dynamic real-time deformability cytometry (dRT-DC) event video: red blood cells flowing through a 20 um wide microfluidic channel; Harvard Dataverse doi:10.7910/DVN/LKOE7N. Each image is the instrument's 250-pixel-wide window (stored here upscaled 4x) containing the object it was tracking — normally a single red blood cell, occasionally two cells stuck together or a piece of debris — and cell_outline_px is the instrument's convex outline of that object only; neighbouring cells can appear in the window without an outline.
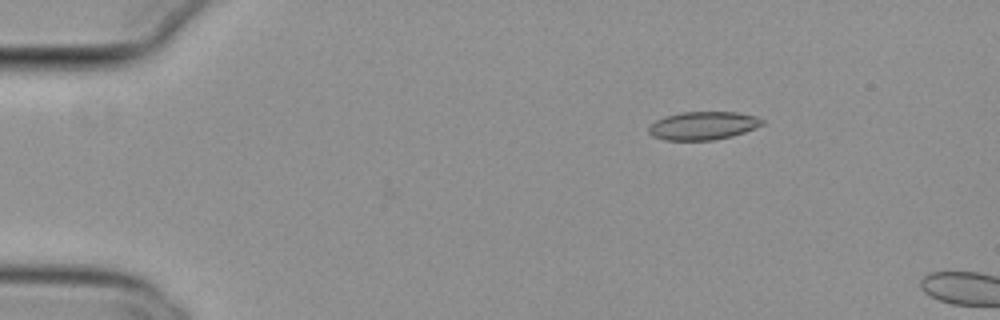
{"species": "common noctule bat (a hibernating species)", "species_latin": "Nyctalus noctula", "temperature_condition": "cold", "stored_images_in_passage": 6, "camera_frame_rate_fps": 3000, "um_per_image_px": 0.085, "animal": {"sex": "female", "body_mass_g": 29.2, "forearm_length_mm": 56.3}, "frame": {"image": 1, "passage_image": 1, "time_ms": 0.0, "image_size_px": [1000, 320], "cell_outline_px": [[764, 124], [756, 128], [732, 136], [712, 140], [664, 140], [652, 136], [648, 132], [648, 128], [656, 120], [668, 116], [684, 112], [736, 112], [756, 116], [764, 120]], "centroid_in_image_um": [59.78, 10.69], "position_along_channel_um": 25.2, "area_um2": 18.55}}